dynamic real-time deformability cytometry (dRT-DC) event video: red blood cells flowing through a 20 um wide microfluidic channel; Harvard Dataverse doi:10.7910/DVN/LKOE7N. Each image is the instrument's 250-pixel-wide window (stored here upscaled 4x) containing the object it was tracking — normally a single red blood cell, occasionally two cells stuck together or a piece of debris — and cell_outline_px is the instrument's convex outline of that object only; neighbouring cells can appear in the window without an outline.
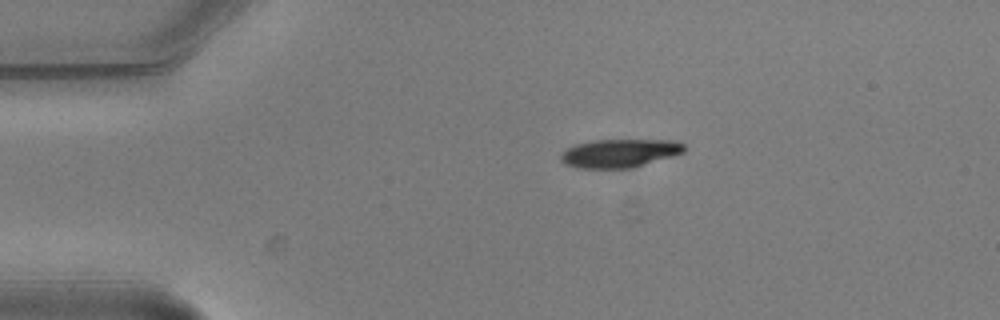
{"species": "common noctule bat (a hibernating species)", "species_latin": "Nyctalus noctula", "temperature_condition": "warm", "stored_images_in_passage": 5, "camera_frame_rate_fps": 3000, "um_per_image_px": 0.085, "animal": {"sex": "male", "body_mass_g": 20.5, "forearm_length_mm": 52.5}, "frame": {"image": 1, "passage_image": 1, "time_ms": 0.0, "image_size_px": [1000, 320], "cell_outline_px": [[688, 148], [684, 152], [672, 156], [632, 168], [580, 168], [564, 164], [560, 160], [560, 156], [568, 148], [576, 144], [596, 140], [672, 140], [684, 144]], "centroid_in_image_um": [52.69, 13.02], "position_along_channel_um": 32.3, "area_um2": 20.35}}
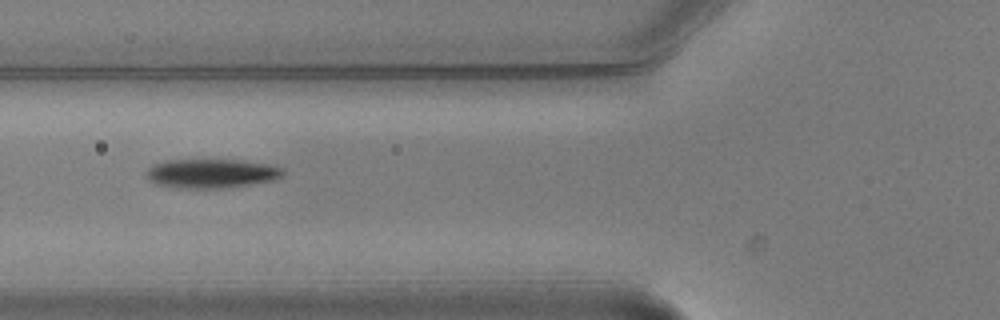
{"frame": {"image": 2, "passage_image": 4, "time_ms": 1.0, "image_size_px": [1000, 320], "cell_outline_px": [[284, 176], [276, 180], [228, 188], [180, 188], [156, 184], [148, 180], [144, 176], [144, 172], [152, 164], [164, 160], [244, 160], [268, 164], [284, 168]], "centroid_in_image_um": [17.97, 14.74], "position_along_channel_um": 107.8, "area_um2": 23.7}}
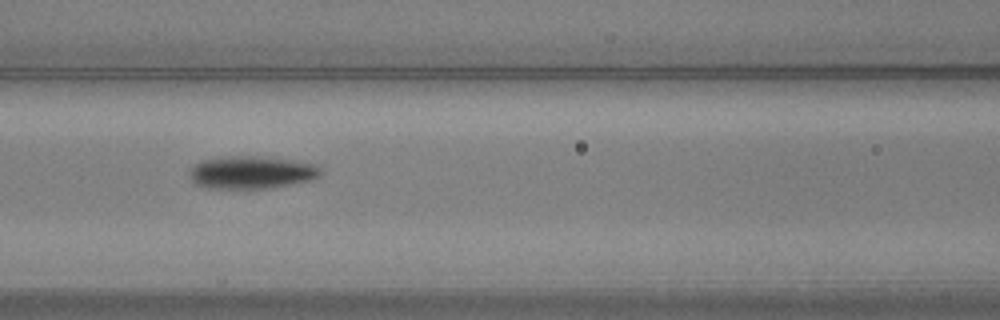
{"frame": {"image": 3, "passage_image": 5, "time_ms": 1.333, "image_size_px": [1000, 320], "cell_outline_px": [[320, 176], [316, 180], [272, 188], [204, 188], [196, 184], [188, 176], [188, 172], [200, 160], [240, 156], [252, 156], [288, 160], [316, 164], [320, 168]], "centroid_in_image_um": [21.4, 14.68], "position_along_channel_um": 145.2, "area_um2": 24.91}}